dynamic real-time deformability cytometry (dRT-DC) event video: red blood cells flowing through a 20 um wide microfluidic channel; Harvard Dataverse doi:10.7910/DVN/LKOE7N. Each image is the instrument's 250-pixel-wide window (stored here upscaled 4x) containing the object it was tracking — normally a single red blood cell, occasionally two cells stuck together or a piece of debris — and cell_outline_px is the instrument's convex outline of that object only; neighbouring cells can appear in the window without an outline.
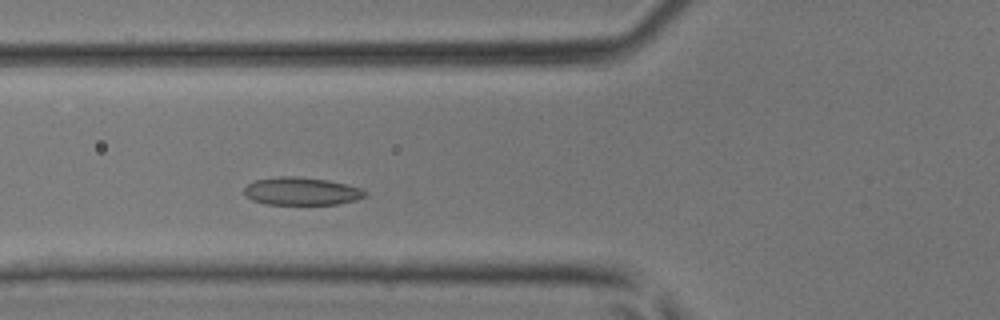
{"species": "common noctule bat (a hibernating species)", "species_latin": "Nyctalus noctula", "temperature_condition": "room temperature", "stored_images_in_passage": 39, "segment_of_instrument_passage": [1, 2], "camera_frame_rate_fps": 3000, "um_per_image_px": 0.085, "animal": {"sex": "male", "body_mass_g": 17.9, "forearm_length_mm": 54.2}, "frame": {"image": 1, "passage_image": 10, "time_ms": 3.0, "image_size_px": [1000, 320], "cell_outline_px": [[368, 192], [364, 196], [356, 200], [336, 204], [264, 204], [252, 200], [244, 192], [244, 188], [248, 184], [256, 180], [280, 176], [296, 176], [328, 180], [360, 188]], "centroid_in_image_um": [25.62, 16.25], "position_along_channel_um": 100.2, "area_um2": 19.42}}
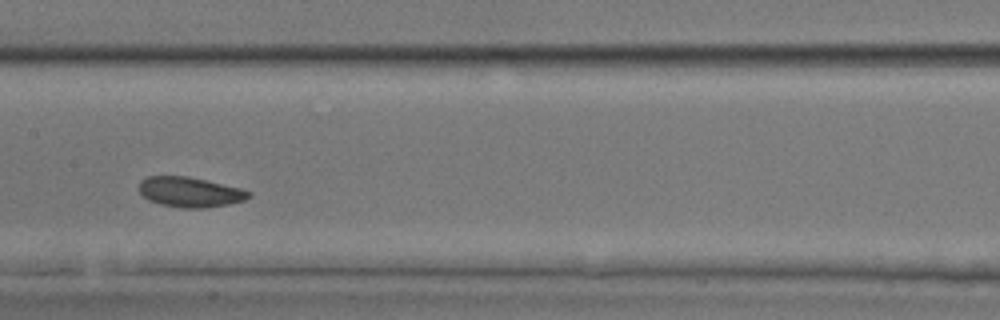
{"frame": {"image": 2, "passage_image": 16, "time_ms": 5.0, "image_size_px": [1000, 320], "cell_outline_px": [[252, 196], [244, 200], [228, 204], [204, 208], [180, 208], [160, 204], [148, 200], [140, 192], [140, 180], [148, 176], [188, 176], [240, 188], [252, 192]], "centroid_in_image_um": [16.15, 16.33], "position_along_channel_um": 191.2, "area_um2": 19.19}}
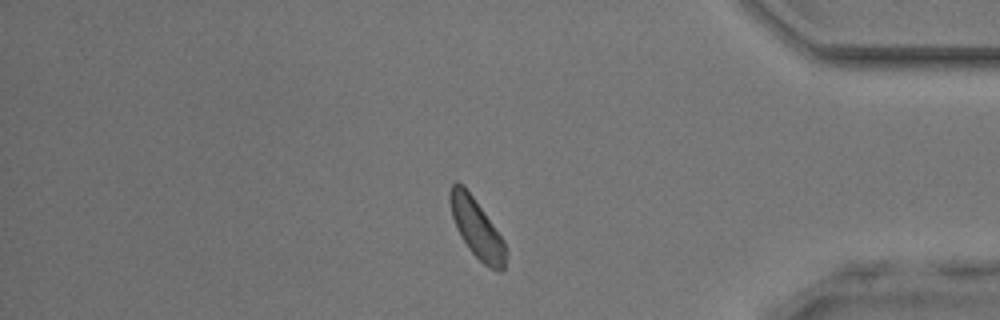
{"frame": {"image": 3, "passage_image": 31, "time_ms": 10.0, "image_size_px": [1000, 320], "cell_outline_px": [[504, 272], [496, 272], [484, 264], [468, 248], [460, 236], [456, 228], [452, 216], [448, 200], [448, 192], [452, 184], [456, 180], [464, 184], [504, 240]], "centroid_in_image_um": [40.47, 19.36], "position_along_channel_um": 394.7, "area_um2": 19.19}}